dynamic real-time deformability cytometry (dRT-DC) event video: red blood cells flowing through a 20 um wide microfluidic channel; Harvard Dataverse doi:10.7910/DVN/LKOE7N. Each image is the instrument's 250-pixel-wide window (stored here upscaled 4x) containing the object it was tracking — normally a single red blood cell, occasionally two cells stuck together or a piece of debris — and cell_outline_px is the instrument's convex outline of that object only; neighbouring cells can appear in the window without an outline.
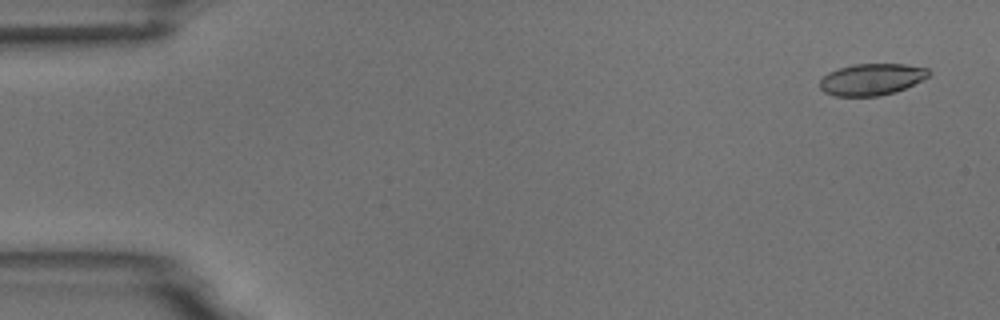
{"species": "common noctule bat (a hibernating species)", "species_latin": "Nyctalus noctula", "temperature_condition": "room temperature", "stored_images_in_passage": 5, "camera_frame_rate_fps": 3000, "um_per_image_px": 0.085, "animal": {"sex": "male", "body_mass_g": 18.8}, "frame": {"image": 1, "passage_image": 1, "time_ms": 0.0, "image_size_px": [1000, 320], "cell_outline_px": [[932, 72], [928, 76], [896, 92], [880, 96], [836, 96], [824, 92], [820, 88], [820, 80], [828, 72], [840, 68], [856, 64], [904, 64], [928, 68]], "centroid_in_image_um": [74.08, 6.75], "position_along_channel_um": 10.9, "area_um2": 19.94}}
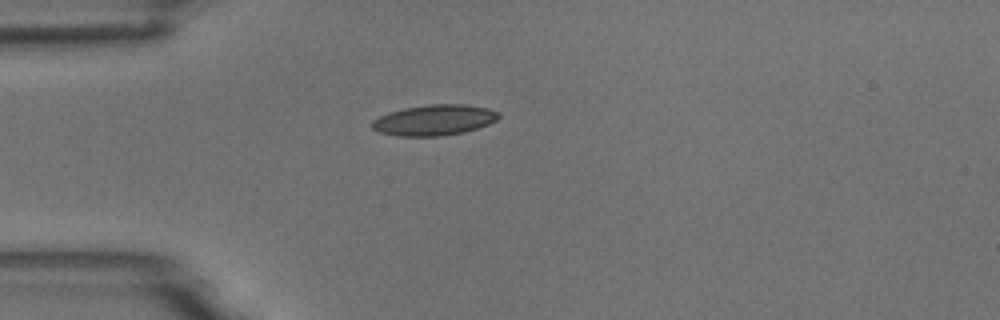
{"frame": {"image": 2, "passage_image": 5, "time_ms": 4.0, "image_size_px": [1000, 320], "cell_outline_px": [[500, 116], [496, 120], [488, 124], [464, 132], [440, 136], [396, 136], [380, 132], [372, 128], [372, 120], [388, 112], [404, 108], [428, 104], [468, 104], [488, 108], [500, 112]], "centroid_in_image_um": [36.92, 10.19], "position_along_channel_um": 48.1, "area_um2": 22.72}}